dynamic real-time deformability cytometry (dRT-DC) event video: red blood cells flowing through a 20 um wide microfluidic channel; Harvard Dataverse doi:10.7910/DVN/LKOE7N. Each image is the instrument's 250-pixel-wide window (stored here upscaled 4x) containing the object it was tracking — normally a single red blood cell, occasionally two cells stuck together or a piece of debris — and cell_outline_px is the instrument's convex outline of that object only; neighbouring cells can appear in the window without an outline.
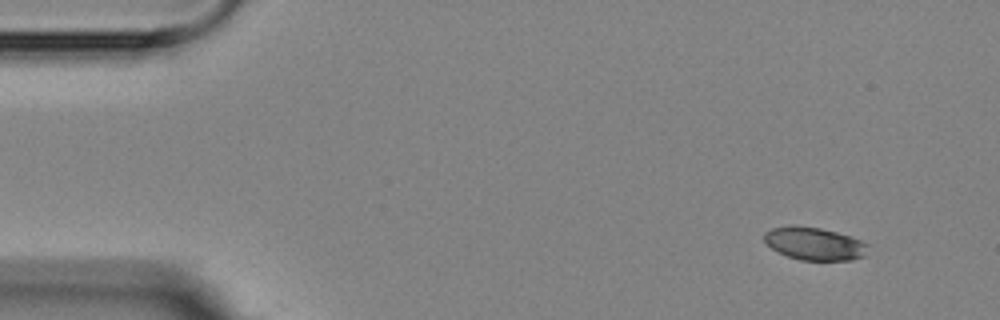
{"species": "Egyptian fruit bat (a non-hibernating species)", "species_latin": "Rousettus aegyptiacus", "temperature_condition": "room temperature", "stored_images_in_passage": 4, "camera_frame_rate_fps": 3000, "um_per_image_px": 0.085, "animal": {"sex": "female"}, "frame": {"image": 1, "passage_image": 1, "time_ms": 0.0, "image_size_px": [1000, 320], "cell_outline_px": [[868, 244], [864, 256], [852, 260], [800, 260], [776, 252], [764, 240], [764, 232], [772, 228], [792, 224], [820, 228], [836, 232], [860, 240]], "centroid_in_image_um": [69.18, 20.7], "position_along_channel_um": 15.8, "area_um2": 19.83}}
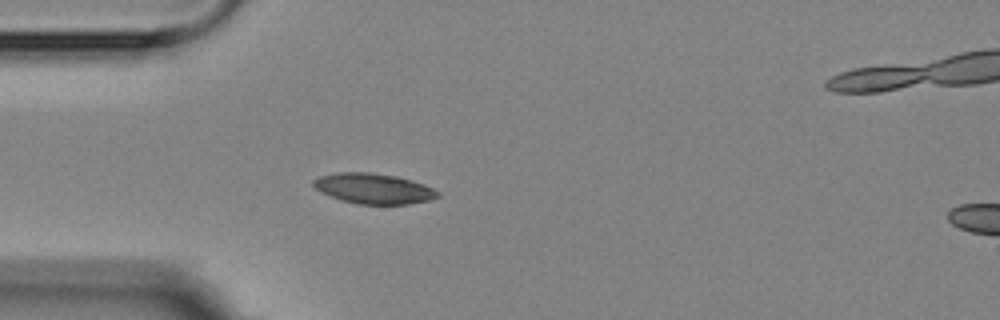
{"frame": {"image": 2, "passage_image": 4, "time_ms": 3.667, "image_size_px": [1000, 320], "cell_outline_px": [[440, 196], [428, 200], [408, 204], [356, 204], [340, 200], [316, 188], [312, 184], [312, 180], [320, 176], [336, 172], [368, 172], [396, 176], [412, 180], [424, 184], [440, 192]], "centroid_in_image_um": [31.77, 16.02], "position_along_channel_um": 53.2, "area_um2": 21.91}}